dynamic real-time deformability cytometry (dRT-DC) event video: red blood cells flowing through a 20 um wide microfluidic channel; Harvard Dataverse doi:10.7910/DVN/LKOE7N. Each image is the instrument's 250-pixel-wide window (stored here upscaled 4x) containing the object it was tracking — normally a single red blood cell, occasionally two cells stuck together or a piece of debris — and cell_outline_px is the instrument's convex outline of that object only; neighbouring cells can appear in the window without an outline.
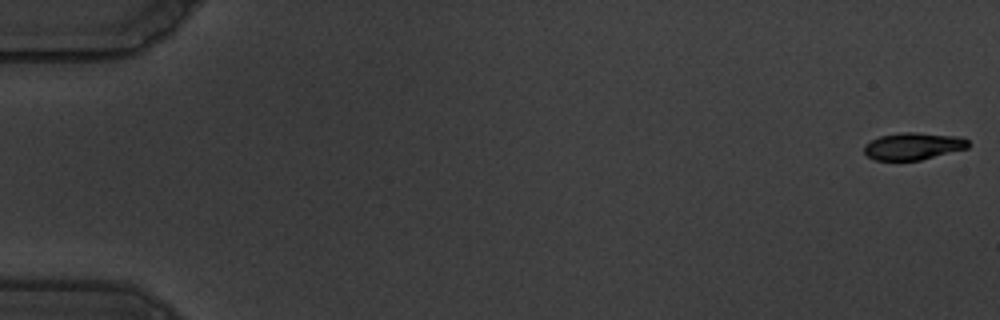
{"species": "common noctule bat (a hibernating species)", "species_latin": "Nyctalus noctula", "temperature_condition": "warm", "stored_images_in_passage": 59, "camera_frame_rate_fps": 3000, "um_per_image_px": 0.085, "animal": {"sex": "male", "body_mass_g": 19.5, "forearm_length_mm": 54.6}, "frame": {"image": 1, "passage_image": 1, "time_ms": 0.0, "image_size_px": [1000, 320], "cell_outline_px": [[968, 148], [920, 160], [876, 160], [868, 156], [864, 152], [864, 144], [880, 136], [904, 132], [916, 132], [956, 136], [968, 140]], "centroid_in_image_um": [77.6, 12.42], "position_along_channel_um": 7.4, "area_um2": 16.3}}
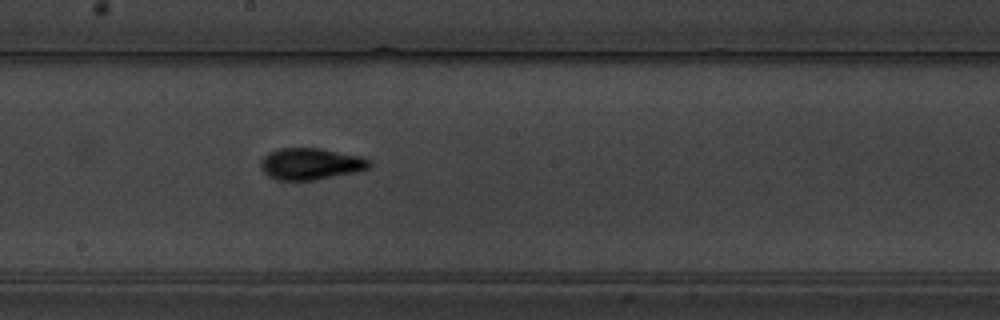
{"frame": {"image": 2, "passage_image": 33, "time_ms": 10.667, "image_size_px": [1000, 320], "cell_outline_px": [[372, 164], [368, 168], [356, 172], [312, 180], [280, 180], [268, 176], [260, 168], [260, 160], [268, 152], [280, 148], [320, 148], [360, 156], [372, 160]], "centroid_in_image_um": [26.4, 13.92], "position_along_channel_um": 221.8, "area_um2": 20.06}}
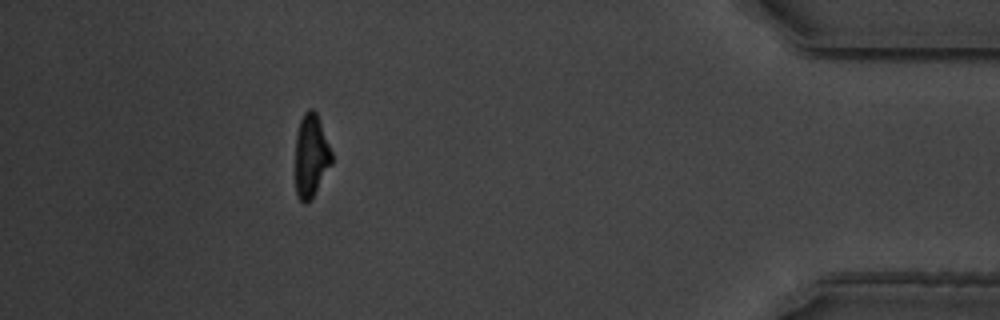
{"frame": {"image": 3, "passage_image": 53, "time_ms": 17.333, "image_size_px": [1000, 320], "cell_outline_px": [[332, 164], [312, 200], [304, 204], [296, 196], [296, 132], [300, 120], [304, 112], [308, 108], [312, 108], [316, 112], [332, 152]], "centroid_in_image_um": [26.44, 13.27], "position_along_channel_um": 408.8, "area_um2": 17.8}, "authors_computed_cell_mechanics": {"area_um2": 18.6116, "velocity_mm_per_s": 3.5275, "shape_relaxation_time_tau1_ms": 4.1114, "shape_relaxation_time_tau2_ms": 1.7313, "deformation_change_tau1": 0.1789, "deformation_change_tau2": 0.0779}}